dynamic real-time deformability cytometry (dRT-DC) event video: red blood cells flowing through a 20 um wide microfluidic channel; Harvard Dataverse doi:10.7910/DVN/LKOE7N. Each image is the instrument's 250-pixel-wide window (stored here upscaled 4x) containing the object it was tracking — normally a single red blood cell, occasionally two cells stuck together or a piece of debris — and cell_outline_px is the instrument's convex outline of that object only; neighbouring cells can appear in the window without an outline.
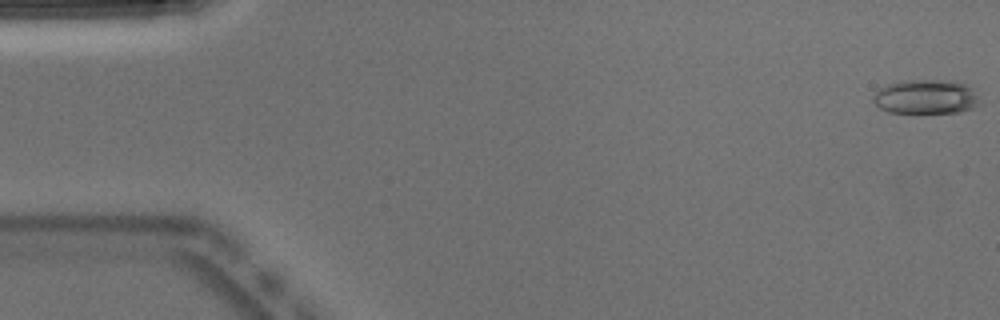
{"species": "Egyptian fruit bat (a non-hibernating species)", "species_latin": "Rousettus aegyptiacus", "temperature_condition": "warm", "stored_images_in_passage": 51, "camera_frame_rate_fps": 3000, "um_per_image_px": 0.085, "animal": {"sex": "male"}, "frame": {"image": 1, "passage_image": 1, "time_ms": 0.0, "image_size_px": [1000, 320], "cell_outline_px": [[984, 104], [960, 112], [888, 112], [880, 108], [872, 100], [872, 96], [880, 88], [888, 84], [900, 80], [944, 80], [968, 84], [980, 96]], "centroid_in_image_um": [78.77, 8.22], "position_along_channel_um": 6.2, "area_um2": 21.62}}
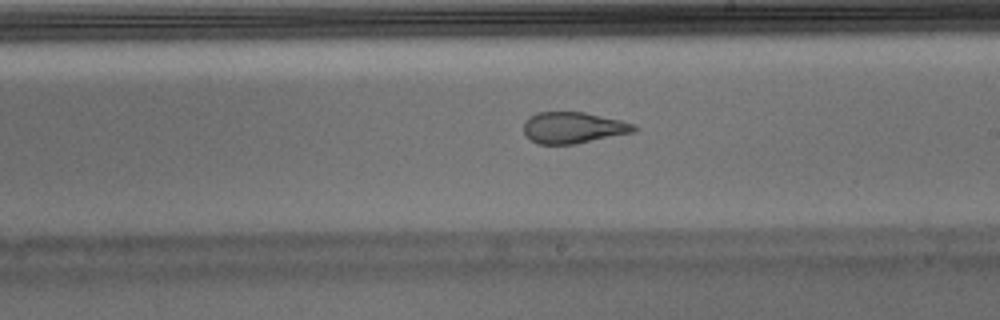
{"frame": {"image": 2, "passage_image": 29, "time_ms": 9.333, "image_size_px": [1000, 320], "cell_outline_px": [[640, 128], [636, 132], [576, 144], [540, 144], [524, 136], [524, 120], [528, 116], [536, 112], [584, 112], [620, 120], [636, 124]], "centroid_in_image_um": [48.74, 10.85], "position_along_channel_um": 240.3, "area_um2": 20.46}}
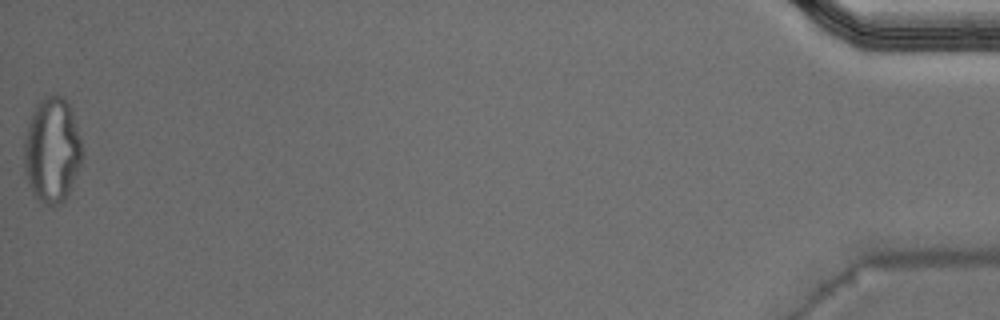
{"frame": {"image": 3, "passage_image": 51, "time_ms": 16.667, "image_size_px": [1000, 320], "cell_outline_px": [[80, 164], [76, 176], [64, 200], [60, 204], [52, 208], [48, 208], [32, 192], [28, 184], [24, 168], [24, 136], [32, 112], [36, 104], [44, 96], [64, 96], [68, 100], [72, 108], [80, 136]], "centroid_in_image_um": [4.4, 12.75], "position_along_channel_um": 430.8, "area_um2": 35.78}, "authors_computed_cell_mechanics": {"area_um2": 21.7906, "velocity_mm_per_s": 3.9758, "shape_relaxation_time_tau1_ms": null, "shape_relaxation_time_tau2_ms": 1.2649, "deformation_change_tau1": null, "deformation_change_tau2": 0.0751}}